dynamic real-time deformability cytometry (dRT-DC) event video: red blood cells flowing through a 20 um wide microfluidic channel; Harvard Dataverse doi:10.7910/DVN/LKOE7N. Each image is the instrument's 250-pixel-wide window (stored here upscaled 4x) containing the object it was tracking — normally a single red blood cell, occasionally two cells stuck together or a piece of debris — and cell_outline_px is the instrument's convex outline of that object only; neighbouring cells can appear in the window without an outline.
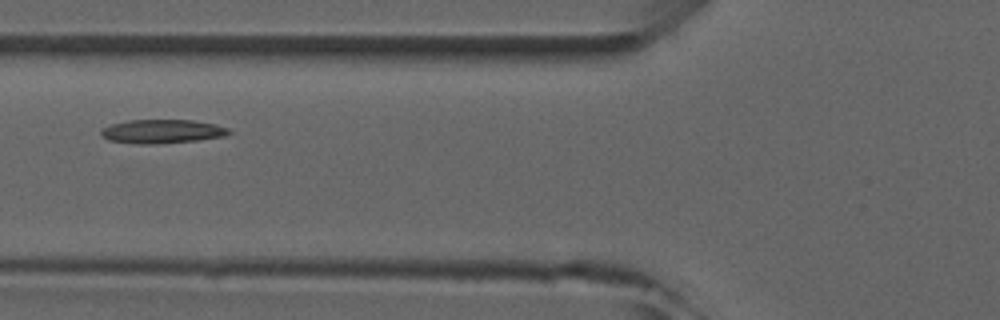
{"species": "common noctule bat (a hibernating species)", "species_latin": "Nyctalus noctula", "temperature_condition": "room temperature", "stored_images_in_passage": 4, "camera_frame_rate_fps": 3000, "um_per_image_px": 0.085, "animal": {"sex": "male", "forearm_length_mm": 52.5}, "frame": {"image": 1, "passage_image": 4, "time_ms": 3.333, "image_size_px": [1000, 320], "cell_outline_px": [[232, 132], [224, 136], [196, 140], [152, 144], [136, 144], [108, 140], [100, 136], [100, 128], [112, 124], [128, 120], [192, 120], [216, 124], [228, 128]], "centroid_in_image_um": [13.73, 11.16], "position_along_channel_um": 112.1, "area_um2": 17.8}}